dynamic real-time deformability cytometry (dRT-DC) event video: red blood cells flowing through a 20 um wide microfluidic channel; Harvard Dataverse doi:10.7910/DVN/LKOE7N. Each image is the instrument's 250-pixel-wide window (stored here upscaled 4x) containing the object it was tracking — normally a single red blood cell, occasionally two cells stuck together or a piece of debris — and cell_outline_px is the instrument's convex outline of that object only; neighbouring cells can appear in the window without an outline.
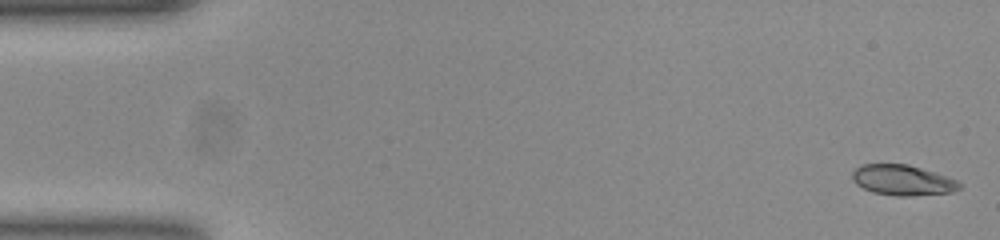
{"species": "common noctule bat (a hibernating species)", "species_latin": "Nyctalus noctula", "temperature_condition": "room temperature", "stored_images_in_passage": 52, "camera_frame_rate_fps": 3000, "um_per_image_px": 0.085, "animal": {"sex": "female", "body_mass_g": 23.0, "forearm_length_mm": 53.4}, "frame": {"image": 1, "passage_image": 1, "time_ms": 0.0, "image_size_px": [1000, 240], "cell_outline_px": [[960, 188], [952, 192], [908, 196], [896, 196], [872, 192], [856, 184], [852, 180], [852, 172], [860, 164], [908, 164], [956, 180], [960, 184]], "centroid_in_image_um": [76.66, 15.31], "position_along_channel_um": 8.3, "area_um2": 18.79}}
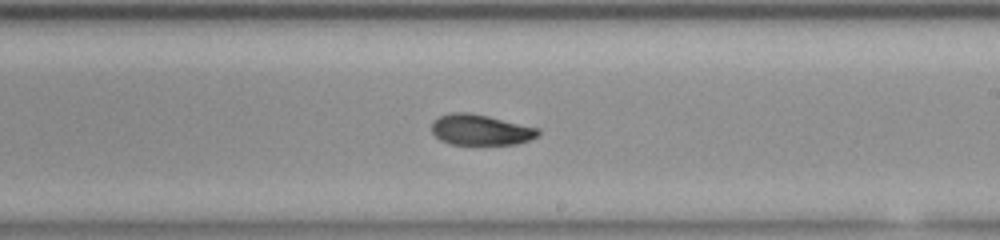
{"frame": {"image": 2, "passage_image": 30, "time_ms": 9.667, "image_size_px": [1000, 240], "cell_outline_px": [[540, 132], [536, 136], [528, 140], [516, 144], [452, 144], [440, 140], [432, 132], [432, 120], [448, 112], [468, 112], [488, 116], [540, 128]], "centroid_in_image_um": [40.83, 11.02], "position_along_channel_um": 248.2, "area_um2": 19.02}}
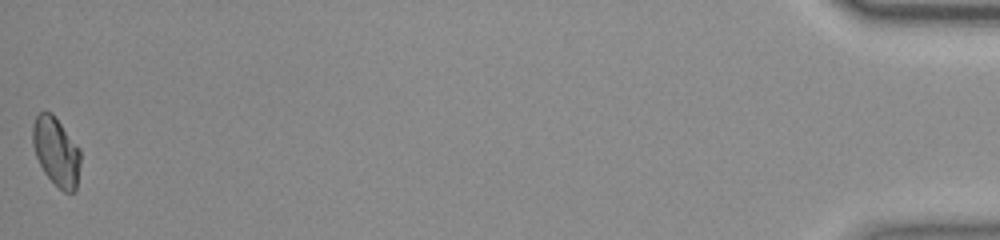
{"frame": {"image": 3, "passage_image": 52, "time_ms": 17.0, "image_size_px": [1000, 240], "cell_outline_px": [[80, 164], [76, 188], [72, 192], [64, 192], [44, 172], [36, 156], [32, 144], [32, 128], [36, 116], [40, 112], [52, 112], [80, 148]], "centroid_in_image_um": [4.78, 12.85], "position_along_channel_um": 430.4, "area_um2": 18.96}, "authors_computed_cell_mechanics": {"area_um2": 19.4208, "velocity_mm_per_s": 3.8825, "shape_relaxation_time_tau1_ms": 10.1503, "shape_relaxation_time_tau2_ms": 2.451, "deformation_change_tau1": 0.218, "deformation_change_tau2": 0.061}}